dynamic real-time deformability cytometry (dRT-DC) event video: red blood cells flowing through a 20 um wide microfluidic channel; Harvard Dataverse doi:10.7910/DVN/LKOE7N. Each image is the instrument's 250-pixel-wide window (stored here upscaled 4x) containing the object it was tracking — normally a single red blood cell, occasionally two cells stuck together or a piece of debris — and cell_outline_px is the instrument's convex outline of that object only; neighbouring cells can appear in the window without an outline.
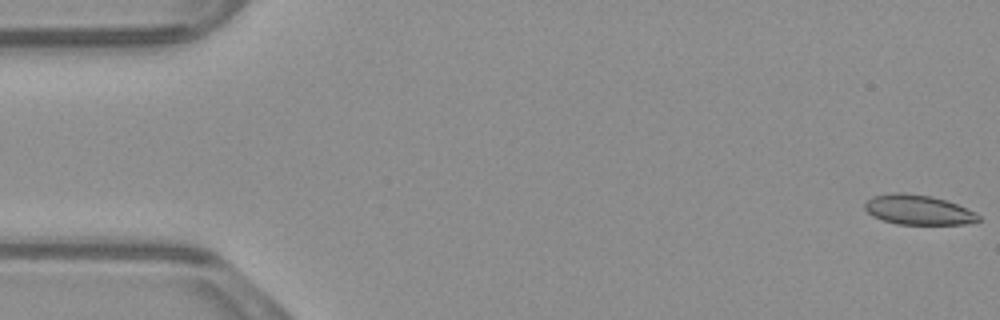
{"species": "common noctule bat (a hibernating species)", "species_latin": "Nyctalus noctula", "temperature_condition": "warm", "stored_images_in_passage": 53, "camera_frame_rate_fps": 3000, "um_per_image_px": 0.085, "animal": {"sex": "male", "body_mass_g": 23.1, "forearm_length_mm": 52.7}, "frame": {"image": 1, "passage_image": 1, "time_ms": 0.0, "image_size_px": [1000, 320], "cell_outline_px": [[980, 220], [964, 224], [896, 224], [872, 216], [864, 208], [864, 204], [872, 196], [892, 192], [904, 192], [932, 196], [956, 204], [976, 212], [980, 216]], "centroid_in_image_um": [78.02, 17.82], "position_along_channel_um": 7.0, "area_um2": 19.71}}
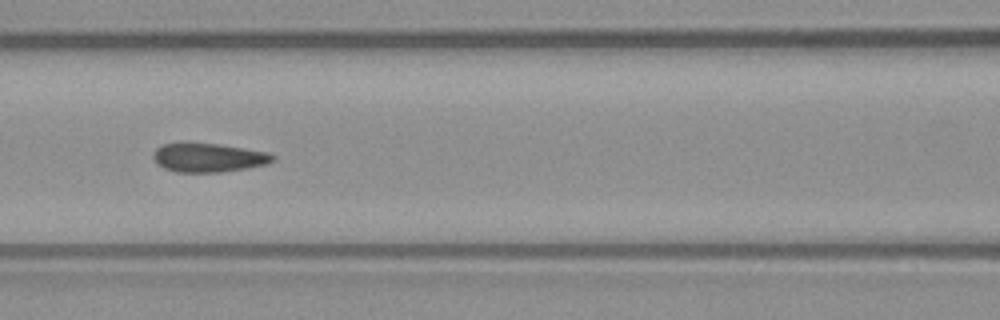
{"frame": {"image": 2, "passage_image": 23, "time_ms": 7.333, "image_size_px": [1000, 320], "cell_outline_px": [[276, 160], [264, 164], [248, 168], [220, 172], [176, 172], [164, 168], [156, 164], [152, 156], [152, 152], [160, 144], [180, 140], [188, 140], [220, 144], [268, 152], [276, 156]], "centroid_in_image_um": [17.63, 13.35], "position_along_channel_um": 149.0, "area_um2": 21.04}}
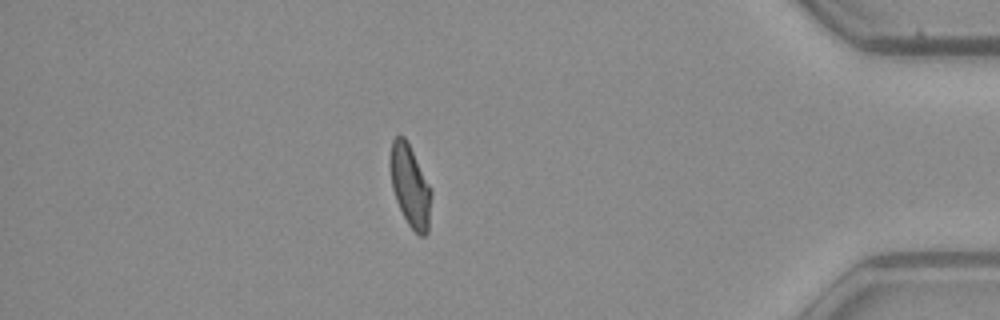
{"frame": {"image": 3, "passage_image": 46, "time_ms": 15.0, "image_size_px": [1000, 320], "cell_outline_px": [[432, 196], [428, 232], [424, 236], [420, 236], [408, 224], [396, 200], [392, 188], [388, 164], [392, 140], [396, 136], [404, 136], [432, 188]], "centroid_in_image_um": [34.86, 15.8], "position_along_channel_um": 400.3, "area_um2": 19.77}, "authors_computed_cell_mechanics": {"area_um2": 20.3456, "velocity_mm_per_s": 3.8896, "shape_relaxation_time_tau1_ms": null, "shape_relaxation_time_tau2_ms": 0.9611, "deformation_change_tau1": null, "deformation_change_tau2": 0.0664}}